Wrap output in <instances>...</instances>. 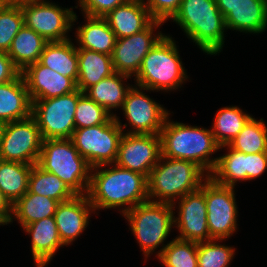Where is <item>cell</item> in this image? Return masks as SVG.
<instances>
[{
  "instance_id": "1",
  "label": "cell",
  "mask_w": 267,
  "mask_h": 267,
  "mask_svg": "<svg viewBox=\"0 0 267 267\" xmlns=\"http://www.w3.org/2000/svg\"><path fill=\"white\" fill-rule=\"evenodd\" d=\"M114 168L101 171L97 167L91 168L90 185L87 196L96 209L116 208L128 205L122 210L126 213L140 203L149 200L147 177L141 173L121 168L114 164ZM130 205V206H129Z\"/></svg>"
},
{
  "instance_id": "2",
  "label": "cell",
  "mask_w": 267,
  "mask_h": 267,
  "mask_svg": "<svg viewBox=\"0 0 267 267\" xmlns=\"http://www.w3.org/2000/svg\"><path fill=\"white\" fill-rule=\"evenodd\" d=\"M167 119L160 132L162 156L191 161L208 171L209 176L218 159L211 160L209 155L221 148L212 131Z\"/></svg>"
},
{
  "instance_id": "3",
  "label": "cell",
  "mask_w": 267,
  "mask_h": 267,
  "mask_svg": "<svg viewBox=\"0 0 267 267\" xmlns=\"http://www.w3.org/2000/svg\"><path fill=\"white\" fill-rule=\"evenodd\" d=\"M172 20L203 52L211 55L221 52L227 27L216 0H182Z\"/></svg>"
},
{
  "instance_id": "4",
  "label": "cell",
  "mask_w": 267,
  "mask_h": 267,
  "mask_svg": "<svg viewBox=\"0 0 267 267\" xmlns=\"http://www.w3.org/2000/svg\"><path fill=\"white\" fill-rule=\"evenodd\" d=\"M204 172L200 166L191 161L161 155L147 178L149 200L156 197L159 201L155 202L174 205L177 196L182 198L201 188L202 181L205 180H202Z\"/></svg>"
},
{
  "instance_id": "5",
  "label": "cell",
  "mask_w": 267,
  "mask_h": 267,
  "mask_svg": "<svg viewBox=\"0 0 267 267\" xmlns=\"http://www.w3.org/2000/svg\"><path fill=\"white\" fill-rule=\"evenodd\" d=\"M37 165L58 176L75 195L88 193L91 167L70 138L43 140Z\"/></svg>"
},
{
  "instance_id": "6",
  "label": "cell",
  "mask_w": 267,
  "mask_h": 267,
  "mask_svg": "<svg viewBox=\"0 0 267 267\" xmlns=\"http://www.w3.org/2000/svg\"><path fill=\"white\" fill-rule=\"evenodd\" d=\"M182 65L174 40L164 35L144 57L136 85L152 91L176 89L187 77Z\"/></svg>"
},
{
  "instance_id": "7",
  "label": "cell",
  "mask_w": 267,
  "mask_h": 267,
  "mask_svg": "<svg viewBox=\"0 0 267 267\" xmlns=\"http://www.w3.org/2000/svg\"><path fill=\"white\" fill-rule=\"evenodd\" d=\"M173 208V204L148 200L123 214L145 257L154 252L169 235L174 224Z\"/></svg>"
},
{
  "instance_id": "8",
  "label": "cell",
  "mask_w": 267,
  "mask_h": 267,
  "mask_svg": "<svg viewBox=\"0 0 267 267\" xmlns=\"http://www.w3.org/2000/svg\"><path fill=\"white\" fill-rule=\"evenodd\" d=\"M116 117L105 124L75 129L70 138L91 168L98 166L100 169L116 162L119 143L124 134L121 122Z\"/></svg>"
},
{
  "instance_id": "9",
  "label": "cell",
  "mask_w": 267,
  "mask_h": 267,
  "mask_svg": "<svg viewBox=\"0 0 267 267\" xmlns=\"http://www.w3.org/2000/svg\"><path fill=\"white\" fill-rule=\"evenodd\" d=\"M78 88L59 97L32 101V116L35 118L43 140L69 139L76 129L74 116L79 97Z\"/></svg>"
},
{
  "instance_id": "10",
  "label": "cell",
  "mask_w": 267,
  "mask_h": 267,
  "mask_svg": "<svg viewBox=\"0 0 267 267\" xmlns=\"http://www.w3.org/2000/svg\"><path fill=\"white\" fill-rule=\"evenodd\" d=\"M43 138L35 118L6 123L0 140V159L24 164H37Z\"/></svg>"
},
{
  "instance_id": "11",
  "label": "cell",
  "mask_w": 267,
  "mask_h": 267,
  "mask_svg": "<svg viewBox=\"0 0 267 267\" xmlns=\"http://www.w3.org/2000/svg\"><path fill=\"white\" fill-rule=\"evenodd\" d=\"M24 15V25L33 29L48 42L64 41L66 33L75 22L76 14L71 9L44 0H29L19 3Z\"/></svg>"
},
{
  "instance_id": "12",
  "label": "cell",
  "mask_w": 267,
  "mask_h": 267,
  "mask_svg": "<svg viewBox=\"0 0 267 267\" xmlns=\"http://www.w3.org/2000/svg\"><path fill=\"white\" fill-rule=\"evenodd\" d=\"M204 195L207 206V223L210 240H224L236 230L237 205L234 187L220 185L207 173Z\"/></svg>"
},
{
  "instance_id": "13",
  "label": "cell",
  "mask_w": 267,
  "mask_h": 267,
  "mask_svg": "<svg viewBox=\"0 0 267 267\" xmlns=\"http://www.w3.org/2000/svg\"><path fill=\"white\" fill-rule=\"evenodd\" d=\"M161 155L160 135L124 133L119 143L115 164L121 168L141 173L148 178Z\"/></svg>"
},
{
  "instance_id": "14",
  "label": "cell",
  "mask_w": 267,
  "mask_h": 267,
  "mask_svg": "<svg viewBox=\"0 0 267 267\" xmlns=\"http://www.w3.org/2000/svg\"><path fill=\"white\" fill-rule=\"evenodd\" d=\"M161 23L163 22L154 20L142 32L116 40L111 55L113 68L116 73L128 76L137 75L144 57L164 36L162 33L158 35L153 34V28L161 26Z\"/></svg>"
},
{
  "instance_id": "15",
  "label": "cell",
  "mask_w": 267,
  "mask_h": 267,
  "mask_svg": "<svg viewBox=\"0 0 267 267\" xmlns=\"http://www.w3.org/2000/svg\"><path fill=\"white\" fill-rule=\"evenodd\" d=\"M140 89V90H139ZM132 87L126 95L122 110L133 128L128 134L160 135L164 122L169 116L168 111L143 94L142 87Z\"/></svg>"
},
{
  "instance_id": "16",
  "label": "cell",
  "mask_w": 267,
  "mask_h": 267,
  "mask_svg": "<svg viewBox=\"0 0 267 267\" xmlns=\"http://www.w3.org/2000/svg\"><path fill=\"white\" fill-rule=\"evenodd\" d=\"M179 199V215L174 217V224H178L181 235L176 238L195 243L209 241L204 183L200 189Z\"/></svg>"
},
{
  "instance_id": "17",
  "label": "cell",
  "mask_w": 267,
  "mask_h": 267,
  "mask_svg": "<svg viewBox=\"0 0 267 267\" xmlns=\"http://www.w3.org/2000/svg\"><path fill=\"white\" fill-rule=\"evenodd\" d=\"M227 29L261 33L267 27V0H216Z\"/></svg>"
},
{
  "instance_id": "18",
  "label": "cell",
  "mask_w": 267,
  "mask_h": 267,
  "mask_svg": "<svg viewBox=\"0 0 267 267\" xmlns=\"http://www.w3.org/2000/svg\"><path fill=\"white\" fill-rule=\"evenodd\" d=\"M21 74L31 101L59 97L77 89L76 83L38 61L28 65Z\"/></svg>"
},
{
  "instance_id": "19",
  "label": "cell",
  "mask_w": 267,
  "mask_h": 267,
  "mask_svg": "<svg viewBox=\"0 0 267 267\" xmlns=\"http://www.w3.org/2000/svg\"><path fill=\"white\" fill-rule=\"evenodd\" d=\"M90 210L94 211L86 195H75L58 205L54 214L60 240L64 245L74 241L87 227Z\"/></svg>"
},
{
  "instance_id": "20",
  "label": "cell",
  "mask_w": 267,
  "mask_h": 267,
  "mask_svg": "<svg viewBox=\"0 0 267 267\" xmlns=\"http://www.w3.org/2000/svg\"><path fill=\"white\" fill-rule=\"evenodd\" d=\"M103 18L117 39L142 32L154 21L144 0H129L114 8Z\"/></svg>"
},
{
  "instance_id": "21",
  "label": "cell",
  "mask_w": 267,
  "mask_h": 267,
  "mask_svg": "<svg viewBox=\"0 0 267 267\" xmlns=\"http://www.w3.org/2000/svg\"><path fill=\"white\" fill-rule=\"evenodd\" d=\"M32 115V101L20 73L14 80L0 84V120L10 123Z\"/></svg>"
},
{
  "instance_id": "22",
  "label": "cell",
  "mask_w": 267,
  "mask_h": 267,
  "mask_svg": "<svg viewBox=\"0 0 267 267\" xmlns=\"http://www.w3.org/2000/svg\"><path fill=\"white\" fill-rule=\"evenodd\" d=\"M23 230L31 237L32 257L37 267H45L64 244L60 240L54 216L26 225Z\"/></svg>"
},
{
  "instance_id": "23",
  "label": "cell",
  "mask_w": 267,
  "mask_h": 267,
  "mask_svg": "<svg viewBox=\"0 0 267 267\" xmlns=\"http://www.w3.org/2000/svg\"><path fill=\"white\" fill-rule=\"evenodd\" d=\"M77 56L78 78L76 86L83 93L89 87L115 73L111 55L77 47Z\"/></svg>"
},
{
  "instance_id": "24",
  "label": "cell",
  "mask_w": 267,
  "mask_h": 267,
  "mask_svg": "<svg viewBox=\"0 0 267 267\" xmlns=\"http://www.w3.org/2000/svg\"><path fill=\"white\" fill-rule=\"evenodd\" d=\"M56 72L71 78L77 83L78 56L77 47L69 40L47 42L39 61Z\"/></svg>"
},
{
  "instance_id": "25",
  "label": "cell",
  "mask_w": 267,
  "mask_h": 267,
  "mask_svg": "<svg viewBox=\"0 0 267 267\" xmlns=\"http://www.w3.org/2000/svg\"><path fill=\"white\" fill-rule=\"evenodd\" d=\"M87 23L77 28L79 48L112 55L116 35L102 17L86 16Z\"/></svg>"
},
{
  "instance_id": "26",
  "label": "cell",
  "mask_w": 267,
  "mask_h": 267,
  "mask_svg": "<svg viewBox=\"0 0 267 267\" xmlns=\"http://www.w3.org/2000/svg\"><path fill=\"white\" fill-rule=\"evenodd\" d=\"M47 42L33 29L23 25L12 40L7 54L14 65L22 72L28 65L39 61Z\"/></svg>"
},
{
  "instance_id": "27",
  "label": "cell",
  "mask_w": 267,
  "mask_h": 267,
  "mask_svg": "<svg viewBox=\"0 0 267 267\" xmlns=\"http://www.w3.org/2000/svg\"><path fill=\"white\" fill-rule=\"evenodd\" d=\"M60 202L43 195L26 192L12 205L13 215L24 228L35 221L54 216Z\"/></svg>"
},
{
  "instance_id": "28",
  "label": "cell",
  "mask_w": 267,
  "mask_h": 267,
  "mask_svg": "<svg viewBox=\"0 0 267 267\" xmlns=\"http://www.w3.org/2000/svg\"><path fill=\"white\" fill-rule=\"evenodd\" d=\"M130 76L113 73L110 77L102 79L97 84L89 87L84 94L97 104L104 107L110 114V110L120 108L123 106L130 86H123V79H127Z\"/></svg>"
},
{
  "instance_id": "29",
  "label": "cell",
  "mask_w": 267,
  "mask_h": 267,
  "mask_svg": "<svg viewBox=\"0 0 267 267\" xmlns=\"http://www.w3.org/2000/svg\"><path fill=\"white\" fill-rule=\"evenodd\" d=\"M32 166L0 159V190L12 205L28 191Z\"/></svg>"
},
{
  "instance_id": "30",
  "label": "cell",
  "mask_w": 267,
  "mask_h": 267,
  "mask_svg": "<svg viewBox=\"0 0 267 267\" xmlns=\"http://www.w3.org/2000/svg\"><path fill=\"white\" fill-rule=\"evenodd\" d=\"M28 192L53 198L60 203L71 200L75 196L58 176L44 171L37 164L32 166Z\"/></svg>"
},
{
  "instance_id": "31",
  "label": "cell",
  "mask_w": 267,
  "mask_h": 267,
  "mask_svg": "<svg viewBox=\"0 0 267 267\" xmlns=\"http://www.w3.org/2000/svg\"><path fill=\"white\" fill-rule=\"evenodd\" d=\"M251 117L236 106L218 110L211 129L216 142L220 146L228 145L241 132Z\"/></svg>"
},
{
  "instance_id": "32",
  "label": "cell",
  "mask_w": 267,
  "mask_h": 267,
  "mask_svg": "<svg viewBox=\"0 0 267 267\" xmlns=\"http://www.w3.org/2000/svg\"><path fill=\"white\" fill-rule=\"evenodd\" d=\"M225 146L244 154L267 152V127L263 119L256 121L251 117L241 132L228 145L220 147Z\"/></svg>"
},
{
  "instance_id": "33",
  "label": "cell",
  "mask_w": 267,
  "mask_h": 267,
  "mask_svg": "<svg viewBox=\"0 0 267 267\" xmlns=\"http://www.w3.org/2000/svg\"><path fill=\"white\" fill-rule=\"evenodd\" d=\"M220 156L209 175L215 182L224 186L234 187L237 181L246 180V154L231 149Z\"/></svg>"
},
{
  "instance_id": "34",
  "label": "cell",
  "mask_w": 267,
  "mask_h": 267,
  "mask_svg": "<svg viewBox=\"0 0 267 267\" xmlns=\"http://www.w3.org/2000/svg\"><path fill=\"white\" fill-rule=\"evenodd\" d=\"M165 267H198L197 243L173 239L158 252Z\"/></svg>"
},
{
  "instance_id": "35",
  "label": "cell",
  "mask_w": 267,
  "mask_h": 267,
  "mask_svg": "<svg viewBox=\"0 0 267 267\" xmlns=\"http://www.w3.org/2000/svg\"><path fill=\"white\" fill-rule=\"evenodd\" d=\"M114 116L83 93L76 106L74 121L76 129H80L108 123Z\"/></svg>"
},
{
  "instance_id": "36",
  "label": "cell",
  "mask_w": 267,
  "mask_h": 267,
  "mask_svg": "<svg viewBox=\"0 0 267 267\" xmlns=\"http://www.w3.org/2000/svg\"><path fill=\"white\" fill-rule=\"evenodd\" d=\"M24 25V15L19 3H8L0 11V50L8 52L12 40Z\"/></svg>"
},
{
  "instance_id": "37",
  "label": "cell",
  "mask_w": 267,
  "mask_h": 267,
  "mask_svg": "<svg viewBox=\"0 0 267 267\" xmlns=\"http://www.w3.org/2000/svg\"><path fill=\"white\" fill-rule=\"evenodd\" d=\"M214 241L197 243L198 267H227L231 262L235 249Z\"/></svg>"
},
{
  "instance_id": "38",
  "label": "cell",
  "mask_w": 267,
  "mask_h": 267,
  "mask_svg": "<svg viewBox=\"0 0 267 267\" xmlns=\"http://www.w3.org/2000/svg\"><path fill=\"white\" fill-rule=\"evenodd\" d=\"M181 2L182 0H147L145 5L153 20L165 22L174 17Z\"/></svg>"
},
{
  "instance_id": "39",
  "label": "cell",
  "mask_w": 267,
  "mask_h": 267,
  "mask_svg": "<svg viewBox=\"0 0 267 267\" xmlns=\"http://www.w3.org/2000/svg\"><path fill=\"white\" fill-rule=\"evenodd\" d=\"M129 0H79V6L85 16L104 17L117 6H120Z\"/></svg>"
},
{
  "instance_id": "40",
  "label": "cell",
  "mask_w": 267,
  "mask_h": 267,
  "mask_svg": "<svg viewBox=\"0 0 267 267\" xmlns=\"http://www.w3.org/2000/svg\"><path fill=\"white\" fill-rule=\"evenodd\" d=\"M267 168V152L246 154V180L259 177Z\"/></svg>"
},
{
  "instance_id": "41",
  "label": "cell",
  "mask_w": 267,
  "mask_h": 267,
  "mask_svg": "<svg viewBox=\"0 0 267 267\" xmlns=\"http://www.w3.org/2000/svg\"><path fill=\"white\" fill-rule=\"evenodd\" d=\"M20 73L7 52L0 50V84L14 80Z\"/></svg>"
},
{
  "instance_id": "42",
  "label": "cell",
  "mask_w": 267,
  "mask_h": 267,
  "mask_svg": "<svg viewBox=\"0 0 267 267\" xmlns=\"http://www.w3.org/2000/svg\"><path fill=\"white\" fill-rule=\"evenodd\" d=\"M12 221V204L0 190V222L5 225L7 223L9 224Z\"/></svg>"
},
{
  "instance_id": "43",
  "label": "cell",
  "mask_w": 267,
  "mask_h": 267,
  "mask_svg": "<svg viewBox=\"0 0 267 267\" xmlns=\"http://www.w3.org/2000/svg\"><path fill=\"white\" fill-rule=\"evenodd\" d=\"M6 123L0 120V140L2 138Z\"/></svg>"
},
{
  "instance_id": "44",
  "label": "cell",
  "mask_w": 267,
  "mask_h": 267,
  "mask_svg": "<svg viewBox=\"0 0 267 267\" xmlns=\"http://www.w3.org/2000/svg\"><path fill=\"white\" fill-rule=\"evenodd\" d=\"M8 4L6 0H0V11Z\"/></svg>"
},
{
  "instance_id": "45",
  "label": "cell",
  "mask_w": 267,
  "mask_h": 267,
  "mask_svg": "<svg viewBox=\"0 0 267 267\" xmlns=\"http://www.w3.org/2000/svg\"><path fill=\"white\" fill-rule=\"evenodd\" d=\"M8 3H20L24 1H29V0H6Z\"/></svg>"
}]
</instances>
